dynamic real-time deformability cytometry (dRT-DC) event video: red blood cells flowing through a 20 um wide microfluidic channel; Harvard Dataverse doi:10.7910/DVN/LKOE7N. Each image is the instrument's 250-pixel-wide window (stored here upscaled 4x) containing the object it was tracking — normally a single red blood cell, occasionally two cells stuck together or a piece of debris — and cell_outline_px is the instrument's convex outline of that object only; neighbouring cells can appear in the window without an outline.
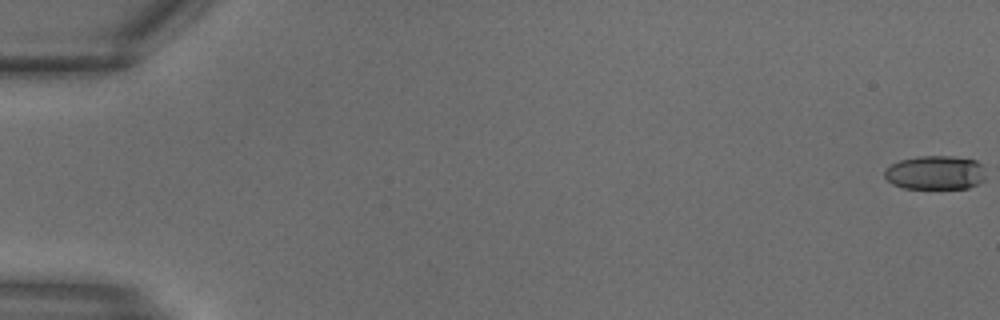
{"species": "common noctule bat (a hibernating species)", "species_latin": "Nyctalus noctula", "temperature_condition": "warm", "stored_images_in_passage": 11, "camera_frame_rate_fps": 3000, "um_per_image_px": 0.085, "animal": {"sex": "male", "body_mass_g": 18.8}, "frame": {"image": 1, "passage_image": 1, "time_ms": 0.0, "image_size_px": [1000, 320], "cell_outline_px": [[984, 180], [968, 188], [904, 188], [892, 184], [884, 176], [884, 168], [900, 160], [916, 156], [956, 156], [976, 160], [984, 164]], "centroid_in_image_um": [79.51, 14.66], "position_along_channel_um": 5.5, "area_um2": 20.23}}
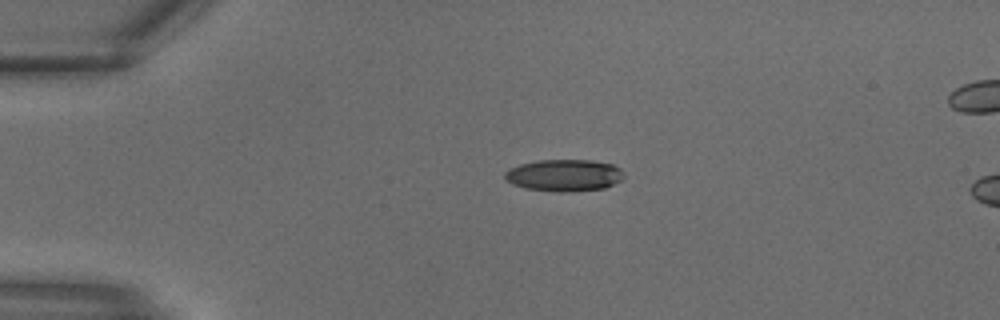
{"frame": {"image": 2, "passage_image": 8, "time_ms": 2.333, "image_size_px": [1000, 320], "cell_outline_px": [[624, 176], [620, 180], [604, 188], [568, 192], [556, 192], [524, 188], [512, 184], [504, 176], [504, 172], [508, 168], [520, 164], [540, 160], [592, 160], [612, 164], [620, 168], [624, 172]], "centroid_in_image_um": [47.94, 14.9], "position_along_channel_um": 37.1, "area_um2": 22.2}}